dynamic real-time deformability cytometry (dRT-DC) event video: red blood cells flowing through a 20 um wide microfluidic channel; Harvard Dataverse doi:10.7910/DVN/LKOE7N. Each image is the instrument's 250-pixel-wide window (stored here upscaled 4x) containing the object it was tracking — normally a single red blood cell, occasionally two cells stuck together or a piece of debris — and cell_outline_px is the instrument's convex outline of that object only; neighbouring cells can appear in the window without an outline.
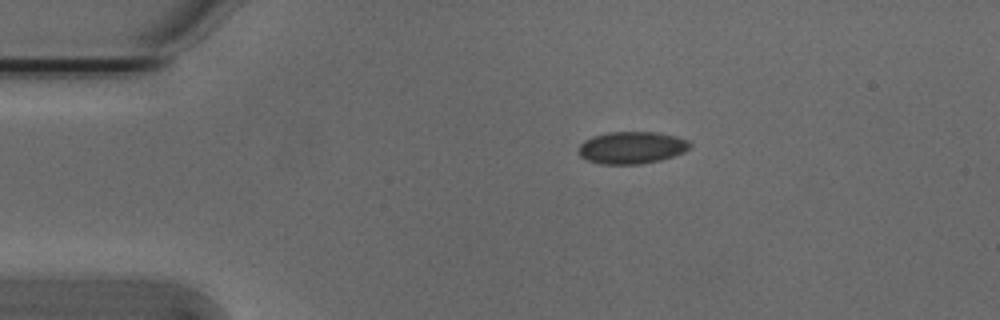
{"species": "Egyptian fruit bat (a non-hibernating species)", "species_latin": "Rousettus aegyptiacus", "temperature_condition": "cold", "stored_images_in_passage": 2, "camera_frame_rate_fps": 3000, "um_per_image_px": 0.085, "animal": {"sex": "male"}, "frame": {"image": 1, "passage_image": 1, "time_ms": 0.0, "image_size_px": [1000, 320], "cell_outline_px": [[692, 144], [684, 152], [660, 160], [640, 164], [600, 164], [588, 160], [580, 156], [580, 144], [584, 140], [592, 136], [608, 132], [656, 132], [676, 136], [688, 140]], "centroid_in_image_um": [53.7, 12.54], "position_along_channel_um": 31.3, "area_um2": 20.81}}